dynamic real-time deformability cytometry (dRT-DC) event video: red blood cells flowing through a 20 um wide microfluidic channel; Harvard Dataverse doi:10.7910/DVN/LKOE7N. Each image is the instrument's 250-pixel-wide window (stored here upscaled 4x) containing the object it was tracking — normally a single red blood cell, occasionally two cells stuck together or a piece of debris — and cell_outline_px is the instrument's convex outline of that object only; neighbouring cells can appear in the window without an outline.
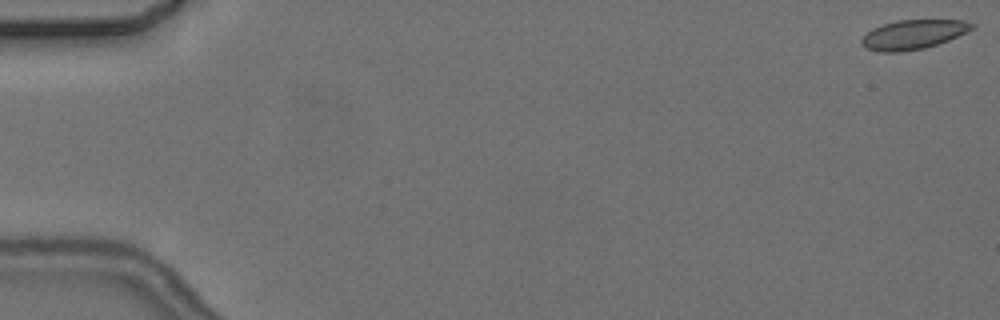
{"species": "common noctule bat (a hibernating species)", "species_latin": "Nyctalus noctula", "temperature_condition": "cold", "stored_images_in_passage": 4, "segment_of_instrument_passage": [2, 2], "camera_frame_rate_fps": 3000, "um_per_image_px": 0.085, "animal": {"sex": "female", "body_mass_g": 24.6, "forearm_length_mm": 56.2}, "frame": {"image": 1, "passage_image": 4, "time_ms": 3.667, "image_size_px": [1000, 320], "cell_outline_px": [[976, 24], [972, 28], [948, 40], [924, 48], [900, 52], [876, 52], [864, 48], [860, 44], [860, 40], [872, 28], [896, 20], [964, 20]], "centroid_in_image_um": [77.56, 2.94], "position_along_channel_um": 7.4, "area_um2": 18.79}}